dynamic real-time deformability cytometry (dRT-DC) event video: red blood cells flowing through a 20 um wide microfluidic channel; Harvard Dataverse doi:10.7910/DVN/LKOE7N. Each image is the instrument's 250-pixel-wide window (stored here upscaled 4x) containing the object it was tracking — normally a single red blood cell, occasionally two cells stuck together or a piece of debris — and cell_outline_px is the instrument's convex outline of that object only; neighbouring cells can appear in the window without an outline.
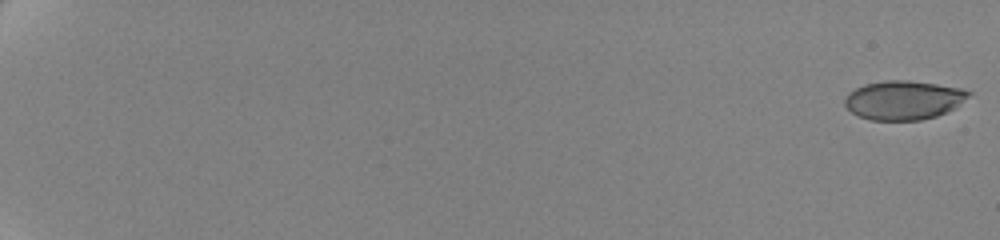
{"species": "human", "species_latin": "Homo sapiens", "temperature_condition": "cold", "stored_images_in_passage": 34, "camera_frame_rate_fps": 3000, "um_per_image_px": 0.085, "donor": {"sex": "female"}, "frame": {"image": 1, "passage_image": 1, "time_ms": 0.0, "image_size_px": [1000, 240], "cell_outline_px": [[972, 92], [968, 96], [952, 108], [936, 116], [920, 120], [872, 120], [856, 116], [844, 104], [844, 100], [848, 92], [864, 84], [884, 80], [908, 80], [964, 88]], "centroid_in_image_um": [76.75, 8.5], "position_along_channel_um": 8.2, "area_um2": 28.03}}
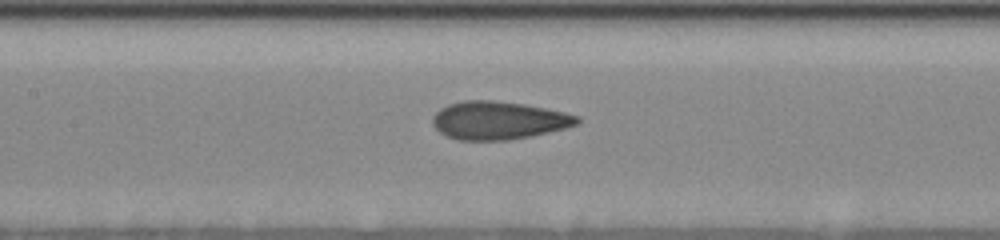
{"frame": {"image": 2, "passage_image": 19, "time_ms": 11.0, "image_size_px": [1000, 240], "cell_outline_px": [[580, 120], [576, 124], [564, 128], [548, 132], [508, 140], [460, 140], [448, 136], [440, 132], [432, 124], [432, 116], [440, 108], [448, 104], [464, 100], [492, 100], [524, 104], [564, 112], [580, 116]], "centroid_in_image_um": [42.34, 10.22], "position_along_channel_um": 165.1, "area_um2": 31.85}}
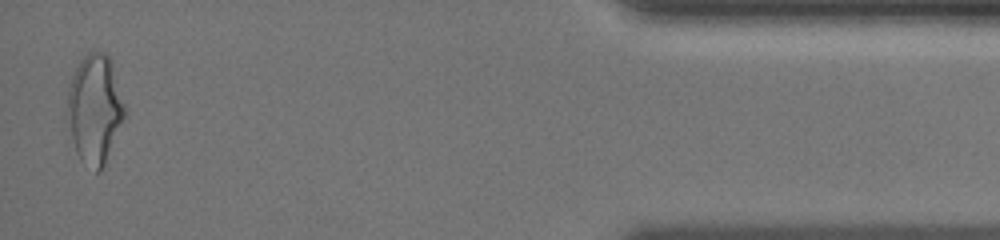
{"frame": {"image": 3, "passage_image": 34, "time_ms": 20.0, "image_size_px": [1000, 240], "cell_outline_px": [[128, 112], [104, 164], [100, 172], [96, 172], [84, 164], [80, 160], [76, 152], [72, 136], [68, 104], [68, 88], [72, 76], [80, 60], [88, 52], [104, 52], [112, 60]], "centroid_in_image_um": [8.11, 9.24], "position_along_channel_um": 427.1, "area_um2": 36.41}, "authors_computed_cell_mechanics": {"area_um2": 30.9808, "velocity_mm_per_s": 3.5204, "shape_relaxation_time_tau1_ms": 7.356, "shape_relaxation_time_tau2_ms": 1.1917, "deformation_change_tau1": 0.1746, "deformation_change_tau2": 0.0505}}